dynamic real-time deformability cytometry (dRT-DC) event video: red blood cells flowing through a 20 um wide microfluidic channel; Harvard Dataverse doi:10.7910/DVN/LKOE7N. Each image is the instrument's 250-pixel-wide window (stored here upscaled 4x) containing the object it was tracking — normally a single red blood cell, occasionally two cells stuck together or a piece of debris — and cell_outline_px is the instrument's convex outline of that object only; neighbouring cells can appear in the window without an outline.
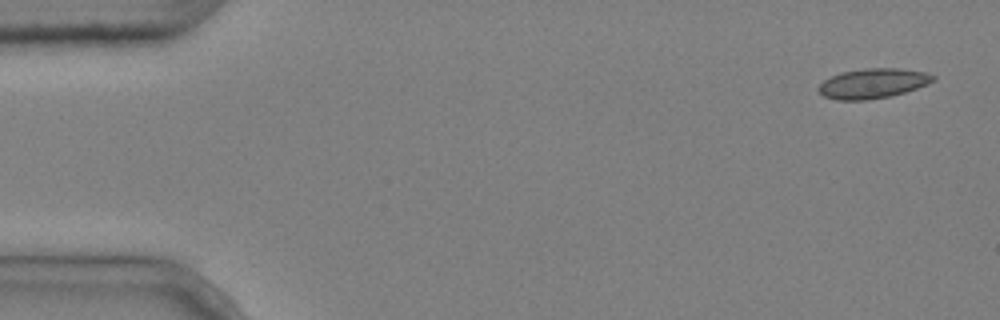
{"species": "common noctule bat (a hibernating species)", "species_latin": "Nyctalus noctula", "temperature_condition": "cold", "stored_images_in_passage": 5, "camera_frame_rate_fps": 3000, "um_per_image_px": 0.085, "animal": {"sex": "male", "body_mass_g": 20.4}, "frame": {"image": 1, "passage_image": 1, "time_ms": 0.0, "image_size_px": [1000, 320], "cell_outline_px": [[936, 80], [916, 88], [904, 92], [888, 96], [868, 100], [836, 100], [824, 96], [816, 88], [824, 80], [840, 72], [864, 68], [900, 68], [924, 72], [936, 76]], "centroid_in_image_um": [74.17, 7.08], "position_along_channel_um": 10.8, "area_um2": 19.88}}